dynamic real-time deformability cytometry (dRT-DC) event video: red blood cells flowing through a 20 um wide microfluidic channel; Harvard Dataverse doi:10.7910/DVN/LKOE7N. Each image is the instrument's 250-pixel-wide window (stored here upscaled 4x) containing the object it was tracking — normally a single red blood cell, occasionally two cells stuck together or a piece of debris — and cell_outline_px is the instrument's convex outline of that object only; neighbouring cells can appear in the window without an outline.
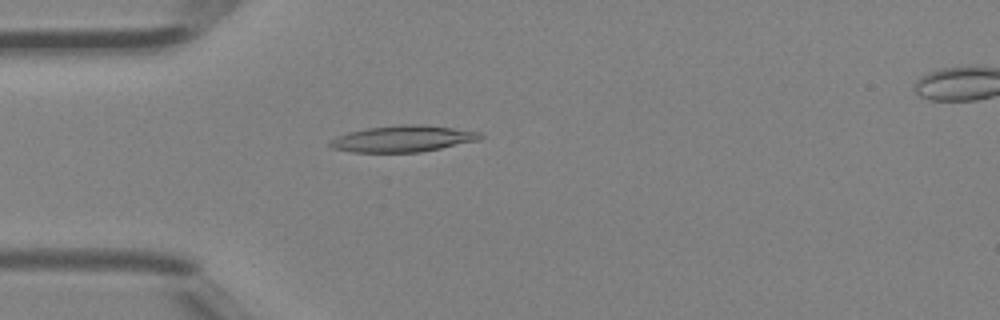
{"species": "Egyptian fruit bat (a non-hibernating species)", "species_latin": "Rousettus aegyptiacus", "temperature_condition": "room temperature", "stored_images_in_passage": 45, "camera_frame_rate_fps": 3000, "um_per_image_px": 0.085, "animal": {"sex": "female"}, "frame": {"image": 1, "passage_image": 12, "time_ms": 3.667, "image_size_px": [1000, 320], "cell_outline_px": [[484, 136], [480, 140], [420, 152], [352, 152], [332, 148], [328, 144], [328, 140], [336, 136], [348, 132], [368, 128], [404, 124], [420, 124], [452, 128], [480, 132]], "centroid_in_image_um": [34.22, 11.79], "position_along_channel_um": 50.8, "area_um2": 23.06}}
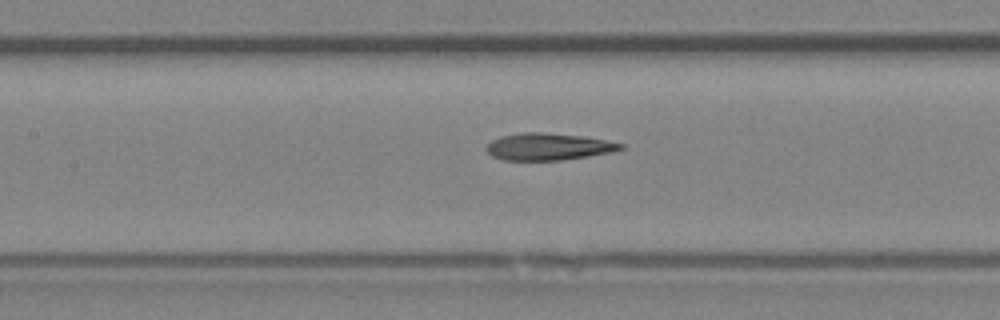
{"frame": {"image": 2, "passage_image": 20, "time_ms": 6.333, "image_size_px": [1000, 320], "cell_outline_px": [[628, 144], [624, 148], [608, 152], [588, 156], [560, 160], [500, 160], [492, 156], [484, 148], [492, 140], [500, 136], [520, 132], [544, 132], [584, 136]], "centroid_in_image_um": [46.59, 12.45], "position_along_channel_um": 160.8, "area_um2": 21.27}}
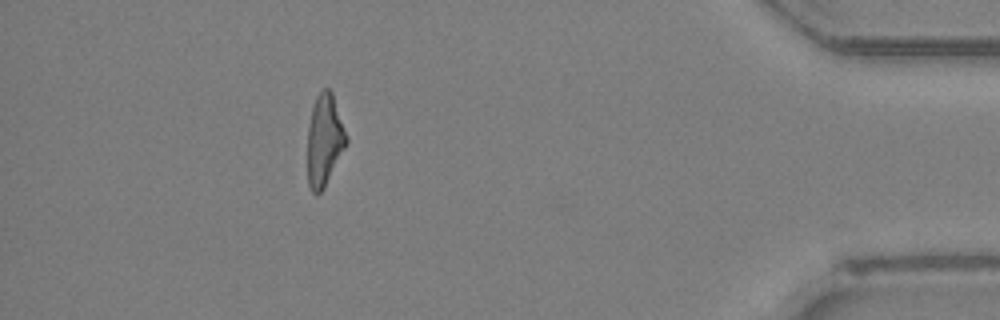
{"frame": {"image": 3, "passage_image": 40, "time_ms": 13.0, "image_size_px": [1000, 320], "cell_outline_px": [[348, 140], [324, 188], [316, 196], [312, 192], [308, 184], [308, 128], [312, 108], [316, 96], [324, 88], [328, 88], [332, 92], [348, 136]], "centroid_in_image_um": [27.58, 11.91], "position_along_channel_um": 407.6, "area_um2": 20.58}, "authors_computed_cell_mechanics": {"area_um2": 21.9062, "velocity_mm_per_s": 4.5177, "shape_relaxation_time_tau1_ms": 7.3827, "shape_relaxation_time_tau2_ms": 2.4469, "deformation_change_tau1": 0.2462, "deformation_change_tau2": 0.1246}}